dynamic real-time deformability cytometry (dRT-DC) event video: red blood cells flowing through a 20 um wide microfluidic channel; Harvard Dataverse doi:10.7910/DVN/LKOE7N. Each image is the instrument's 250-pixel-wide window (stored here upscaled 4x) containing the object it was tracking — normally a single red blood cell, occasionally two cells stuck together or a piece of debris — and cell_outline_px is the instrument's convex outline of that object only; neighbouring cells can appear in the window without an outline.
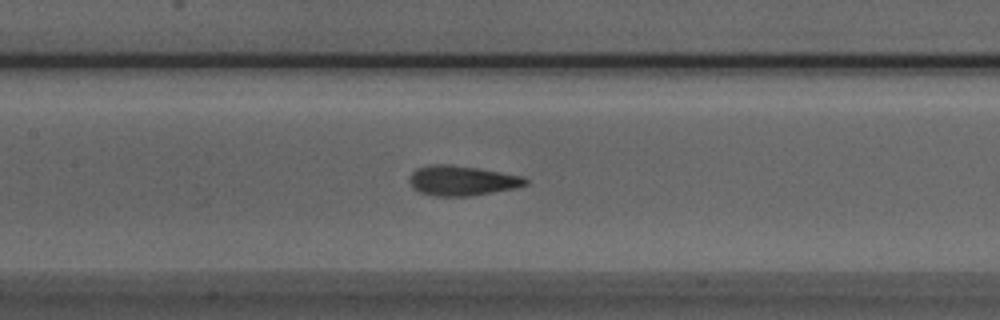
{"species": "Egyptian fruit bat (a non-hibernating species)", "species_latin": "Rousettus aegyptiacus", "temperature_condition": "room temperature", "stored_images_in_passage": 38, "camera_frame_rate_fps": 3000, "um_per_image_px": 0.085, "animal": {"sex": "male"}, "frame": {"image": 1, "passage_image": 12, "time_ms": 3.667, "image_size_px": [1000, 320], "cell_outline_px": [[528, 184], [516, 188], [472, 196], [432, 196], [420, 192], [412, 188], [408, 180], [412, 172], [416, 168], [436, 164], [448, 164], [476, 168], [524, 176], [528, 180]], "centroid_in_image_um": [39.26, 15.36], "position_along_channel_um": 168.1, "area_um2": 20.35}}
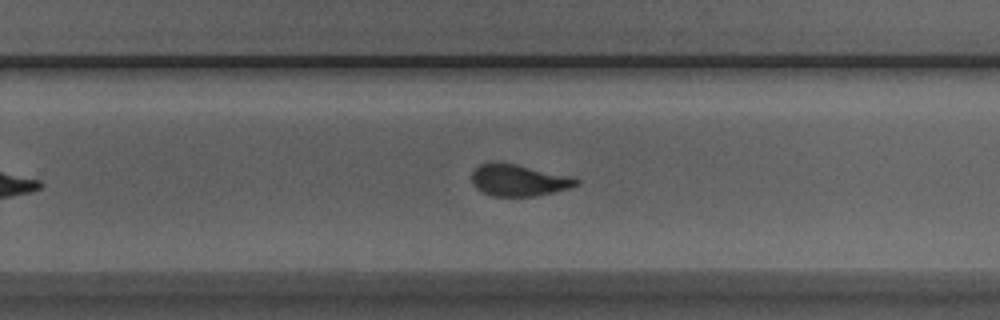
{"frame": {"image": 2, "passage_image": 21, "time_ms": 6.667, "image_size_px": [1000, 320], "cell_outline_px": [[580, 184], [572, 188], [532, 196], [492, 196], [476, 188], [472, 184], [472, 172], [480, 164], [488, 160], [496, 160], [516, 164], [572, 176], [580, 180]], "centroid_in_image_um": [44.08, 15.29], "position_along_channel_um": 285.7, "area_um2": 19.65}}
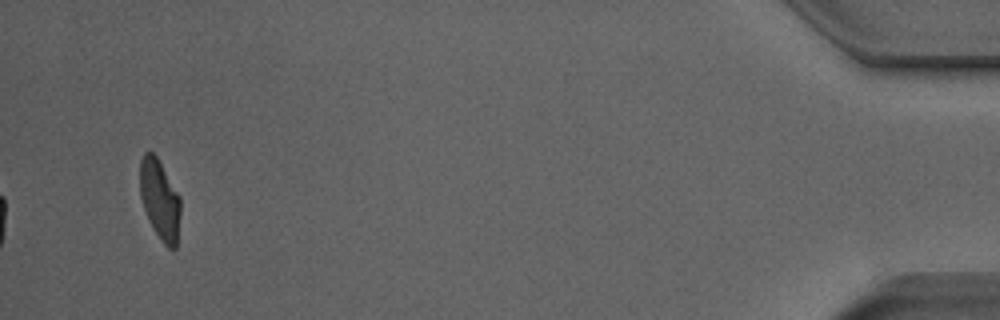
{"frame": {"image": 3, "passage_image": 38, "time_ms": 12.333, "image_size_px": [1000, 320], "cell_outline_px": [[180, 216], [176, 248], [168, 248], [164, 244], [148, 220], [140, 196], [140, 160], [144, 152], [152, 152], [156, 156], [180, 196]], "centroid_in_image_um": [13.58, 16.96], "position_along_channel_um": 421.6, "area_um2": 18.73}, "authors_computed_cell_mechanics": {"area_um2": 20.1433, "velocity_mm_per_s": 3.9467, "shape_relaxation_time_tau1_ms": 8.2666, "shape_relaxation_time_tau2_ms": 1.038, "deformation_change_tau1": 0.2172, "deformation_change_tau2": 0.0807}}